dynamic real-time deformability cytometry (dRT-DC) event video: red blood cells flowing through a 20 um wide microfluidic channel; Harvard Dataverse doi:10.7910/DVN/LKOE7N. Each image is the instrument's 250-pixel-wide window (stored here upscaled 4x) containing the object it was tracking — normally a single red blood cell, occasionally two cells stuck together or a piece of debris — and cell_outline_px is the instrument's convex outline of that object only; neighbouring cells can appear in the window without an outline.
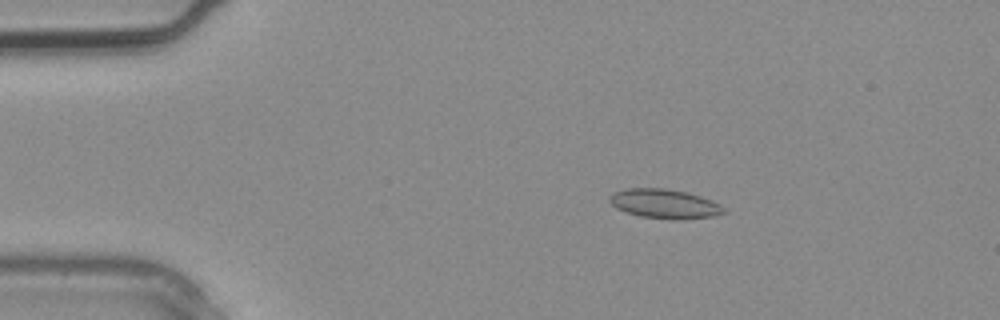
{"species": "common noctule bat (a hibernating species)", "species_latin": "Nyctalus noctula", "temperature_condition": "warm", "stored_images_in_passage": 2, "camera_frame_rate_fps": 3000, "um_per_image_px": 0.085, "animal": {"sex": "male", "body_mass_g": 20.4}, "frame": {"image": 1, "passage_image": 1, "time_ms": 0.0, "image_size_px": [1000, 320], "cell_outline_px": [[728, 212], [712, 216], [672, 220], [668, 220], [640, 216], [616, 208], [608, 200], [608, 196], [624, 188], [664, 188], [688, 192], [712, 200], [720, 204]], "centroid_in_image_um": [56.49, 17.32], "position_along_channel_um": 28.5, "area_um2": 19.59}}
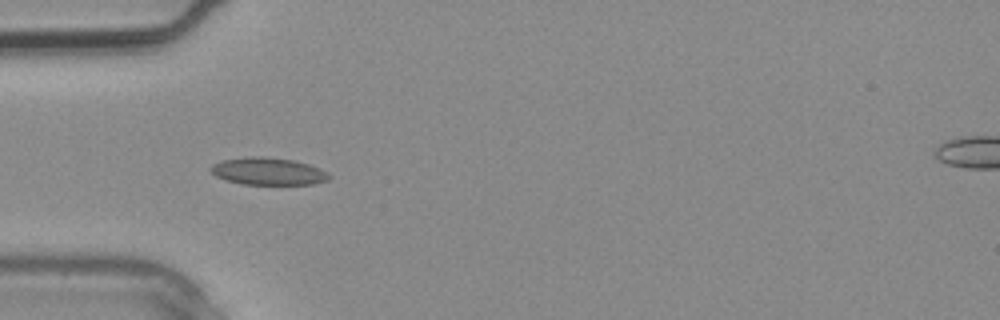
{"frame": {"image": 2, "passage_image": 2, "time_ms": 0.333, "image_size_px": [1000, 320], "cell_outline_px": [[332, 176], [328, 180], [312, 184], [244, 184], [228, 180], [216, 176], [208, 168], [212, 164], [224, 160], [248, 156], [264, 156], [296, 160], [320, 168], [328, 172]], "centroid_in_image_um": [22.82, 14.55], "position_along_channel_um": 62.2, "area_um2": 18.9}}